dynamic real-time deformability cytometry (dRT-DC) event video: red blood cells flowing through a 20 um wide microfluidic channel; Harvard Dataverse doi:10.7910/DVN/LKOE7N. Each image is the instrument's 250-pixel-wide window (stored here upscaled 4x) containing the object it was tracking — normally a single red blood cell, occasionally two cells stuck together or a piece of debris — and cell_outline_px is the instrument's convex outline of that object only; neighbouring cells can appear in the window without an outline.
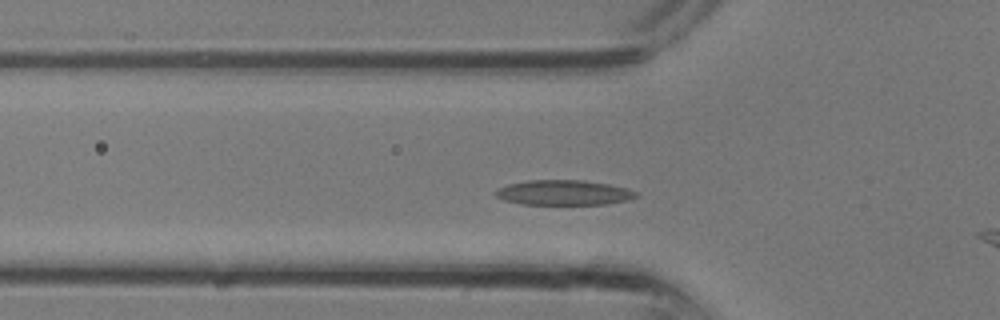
{"species": "common noctule bat (a hibernating species)", "species_latin": "Nyctalus noctula", "temperature_condition": "room temperature", "stored_images_in_passage": 7, "camera_frame_rate_fps": 3000, "um_per_image_px": 0.085, "animal": {"sex": "male", "body_mass_g": 13.3}, "frame": {"image": 1, "passage_image": 6, "time_ms": 1.667, "image_size_px": [1000, 320], "cell_outline_px": [[640, 196], [628, 200], [608, 204], [520, 204], [504, 200], [496, 196], [492, 192], [508, 184], [528, 180], [584, 180], [608, 184], [640, 192]], "centroid_in_image_um": [47.94, 16.37], "position_along_channel_um": 77.9, "area_um2": 20.58}}